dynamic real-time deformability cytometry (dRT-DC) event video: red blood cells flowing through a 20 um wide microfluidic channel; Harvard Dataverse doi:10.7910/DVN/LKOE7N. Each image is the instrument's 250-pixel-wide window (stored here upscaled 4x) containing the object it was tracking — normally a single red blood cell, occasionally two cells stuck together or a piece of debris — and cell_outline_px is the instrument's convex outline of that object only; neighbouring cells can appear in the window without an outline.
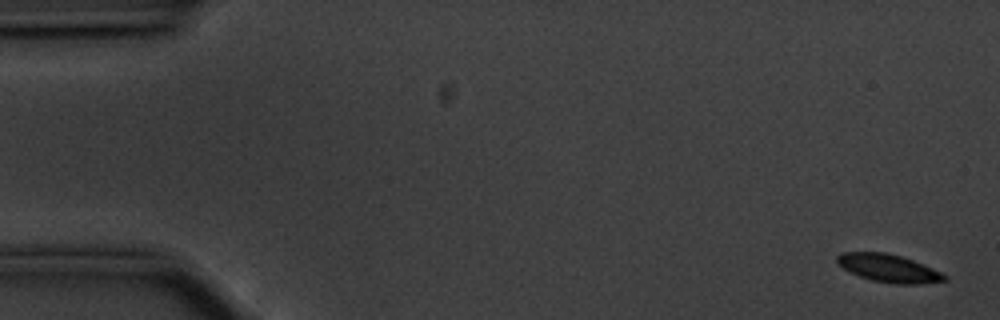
{"species": "common noctule bat (a hibernating species)", "species_latin": "Nyctalus noctula", "temperature_condition": "cold", "stored_images_in_passage": 15, "camera_frame_rate_fps": 3000, "um_per_image_px": 0.085, "animal": {"sex": "male", "body_mass_g": 20.1, "forearm_length_mm": 53.5}, "frame": {"image": 1, "passage_image": 1, "time_ms": 0.0, "image_size_px": [1000, 320], "cell_outline_px": [[948, 280], [920, 284], [896, 284], [872, 280], [860, 276], [844, 268], [836, 260], [836, 256], [840, 252], [884, 252], [900, 256], [924, 264], [948, 276]], "centroid_in_image_um": [75.56, 22.8], "position_along_channel_um": 9.4, "area_um2": 17.28}}